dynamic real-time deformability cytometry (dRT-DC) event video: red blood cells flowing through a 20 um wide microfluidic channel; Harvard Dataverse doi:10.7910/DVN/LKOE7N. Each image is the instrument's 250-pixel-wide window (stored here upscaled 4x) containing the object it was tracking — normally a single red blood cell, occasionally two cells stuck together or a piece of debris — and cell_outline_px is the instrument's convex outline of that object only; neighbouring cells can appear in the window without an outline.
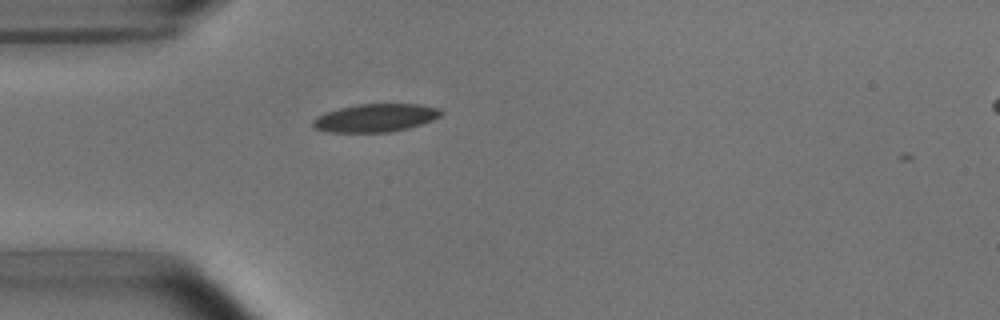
{"species": "common noctule bat (a hibernating species)", "species_latin": "Nyctalus noctula", "temperature_condition": "room temperature", "stored_images_in_passage": 2, "camera_frame_rate_fps": 3000, "um_per_image_px": 0.085, "animal": {"sex": "male", "body_mass_g": 15.6}, "frame": {"image": 1, "passage_image": 1, "time_ms": 0.0, "image_size_px": [1000, 320], "cell_outline_px": [[444, 112], [440, 116], [432, 120], [408, 128], [388, 132], [328, 132], [312, 128], [312, 120], [316, 116], [324, 112], [340, 108], [360, 104], [420, 104], [440, 108]], "centroid_in_image_um": [31.89, 10.02], "position_along_channel_um": 53.1, "area_um2": 21.04}}